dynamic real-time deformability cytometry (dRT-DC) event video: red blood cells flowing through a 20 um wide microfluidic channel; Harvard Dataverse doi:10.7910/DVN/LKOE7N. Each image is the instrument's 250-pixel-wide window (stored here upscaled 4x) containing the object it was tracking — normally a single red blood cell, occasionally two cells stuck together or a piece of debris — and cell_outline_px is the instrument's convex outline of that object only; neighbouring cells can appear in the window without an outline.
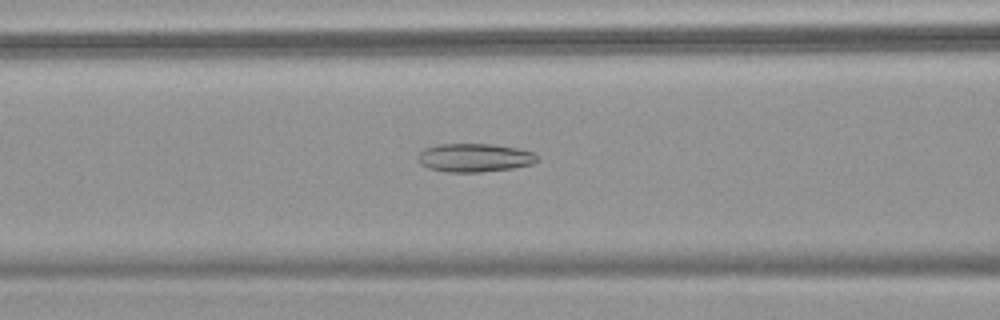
{"species": "common noctule bat (a hibernating species)", "species_latin": "Nyctalus noctula", "temperature_condition": "warm", "stored_images_in_passage": 54, "camera_frame_rate_fps": 3000, "um_per_image_px": 0.085, "animal": {"sex": "female", "body_mass_g": 18.4}, "frame": {"image": 1, "passage_image": 23, "time_ms": 7.333, "image_size_px": [1000, 320], "cell_outline_px": [[540, 160], [532, 164], [512, 168], [480, 172], [444, 172], [428, 168], [420, 164], [416, 156], [424, 148], [436, 144], [492, 144], [516, 148], [536, 152]], "centroid_in_image_um": [40.33, 13.4], "position_along_channel_um": 126.3, "area_um2": 20.06}}
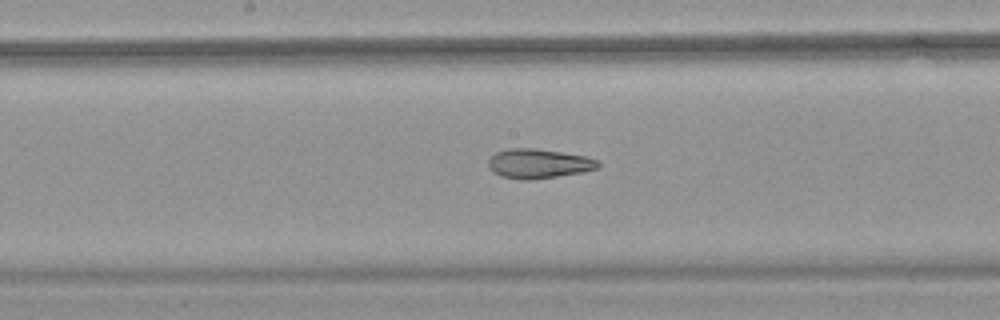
{"frame": {"image": 2, "passage_image": 29, "time_ms": 9.333, "image_size_px": [1000, 320], "cell_outline_px": [[600, 164], [596, 168], [584, 172], [532, 180], [520, 180], [500, 176], [492, 172], [488, 168], [488, 160], [496, 152], [508, 148], [532, 148], [588, 156], [596, 160]], "centroid_in_image_um": [45.74, 13.92], "position_along_channel_um": 202.5, "area_um2": 18.96}}
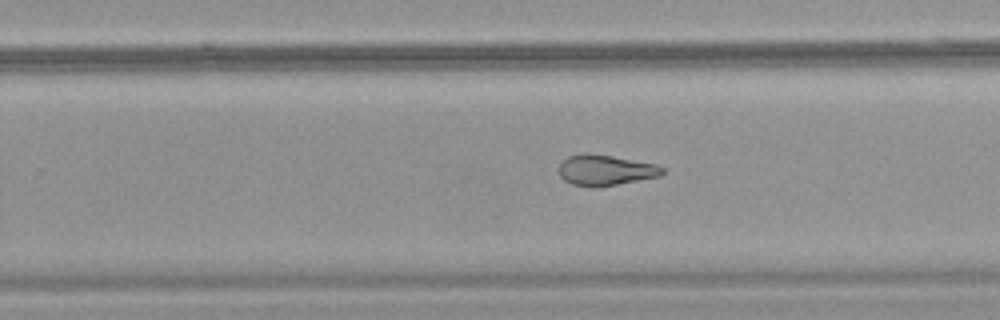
{"frame": {"image": 3, "passage_image": 35, "time_ms": 11.333, "image_size_px": [1000, 320], "cell_outline_px": [[664, 172], [660, 176], [596, 188], [592, 188], [572, 184], [564, 180], [560, 176], [560, 164], [568, 156], [584, 152], [612, 156], [656, 164], [664, 168]], "centroid_in_image_um": [51.45, 14.47], "position_along_channel_um": 278.3, "area_um2": 18.5}, "authors_computed_cell_mechanics": {"area_um2": 22.7732, "velocity_mm_per_s": 3.8135, "shape_relaxation_time_tau1_ms": null, "shape_relaxation_time_tau2_ms": 3.8789, "deformation_change_tau1": null, "deformation_change_tau2": 0.1328}}